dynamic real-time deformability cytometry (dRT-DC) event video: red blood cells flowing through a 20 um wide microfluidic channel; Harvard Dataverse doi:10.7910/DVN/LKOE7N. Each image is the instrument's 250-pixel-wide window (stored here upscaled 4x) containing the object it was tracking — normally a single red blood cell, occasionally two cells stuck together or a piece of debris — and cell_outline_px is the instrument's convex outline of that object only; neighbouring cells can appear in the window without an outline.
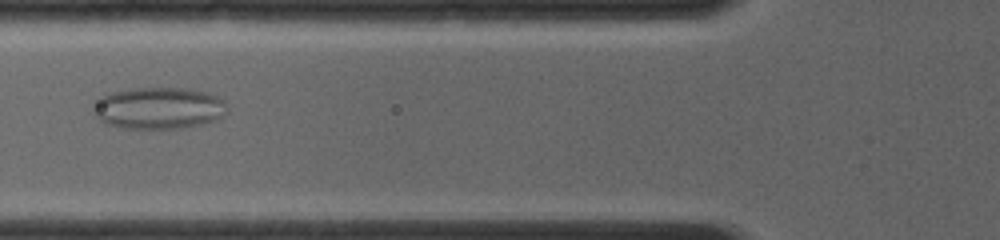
{"species": "common noctule bat (a hibernating species)", "species_latin": "Nyctalus noctula", "temperature_condition": "room temperature", "stored_images_in_passage": 46, "camera_frame_rate_fps": 4000, "um_per_image_px": 0.085, "animal": {"sex": "female", "body_mass_g": 19.0, "forearm_length_mm": 56.7}, "frame": {"image": 1, "passage_image": 12, "time_ms": 3.75, "image_size_px": [1000, 240], "cell_outline_px": [[228, 104], [224, 116], [216, 120], [200, 124], [180, 128], [120, 128], [104, 124], [92, 112], [92, 108], [96, 100], [100, 96], [112, 92], [136, 88], [188, 88], [208, 92], [224, 100]], "centroid_in_image_um": [13.48, 9.19], "position_along_channel_um": 112.3, "area_um2": 32.89}}
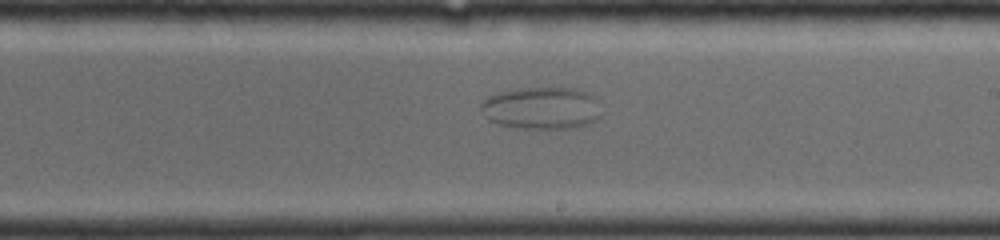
{"frame": {"image": 2, "passage_image": 22, "time_ms": 7.0, "image_size_px": [1000, 240], "cell_outline_px": [[600, 116], [596, 120], [588, 124], [568, 128], [520, 128], [500, 124], [488, 120], [484, 116], [480, 108], [480, 104], [488, 96], [500, 92], [516, 88], [576, 88], [588, 92], [592, 96]], "centroid_in_image_um": [45.97, 9.18], "position_along_channel_um": 243.0, "area_um2": 29.36}}
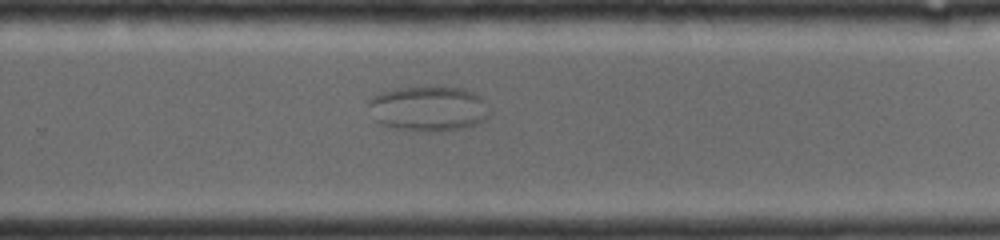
{"frame": {"image": 3, "passage_image": 26, "time_ms": 8.25, "image_size_px": [1000, 240], "cell_outline_px": [[488, 116], [484, 120], [476, 124], [460, 128], [436, 132], [420, 132], [396, 128], [384, 124], [376, 120], [368, 104], [368, 100], [372, 96], [380, 92], [396, 88], [460, 88], [472, 92], [480, 96], [484, 100]], "centroid_in_image_um": [36.39, 9.25], "position_along_channel_um": 293.4, "area_um2": 31.27}}